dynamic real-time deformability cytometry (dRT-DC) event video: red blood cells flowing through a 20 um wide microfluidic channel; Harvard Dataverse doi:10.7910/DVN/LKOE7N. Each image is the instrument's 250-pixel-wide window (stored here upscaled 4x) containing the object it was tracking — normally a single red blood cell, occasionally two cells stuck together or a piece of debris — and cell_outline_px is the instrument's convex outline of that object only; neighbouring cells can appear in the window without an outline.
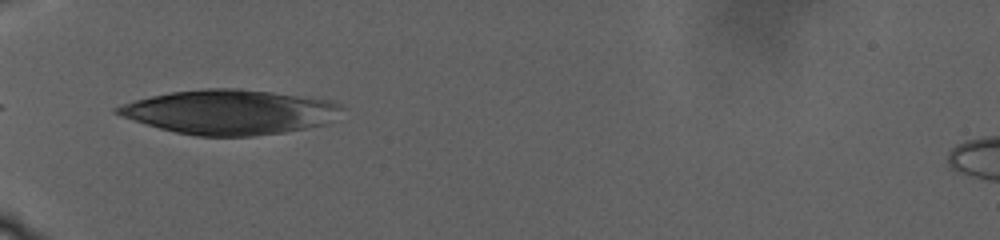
{"species": "human", "species_latin": "Homo sapiens", "temperature_condition": "warm", "stored_images_in_passage": 41, "camera_frame_rate_fps": 3000, "um_per_image_px": 0.085, "donor": {"sex": "male"}, "frame": {"image": 1, "passage_image": 1, "time_ms": 0.0, "image_size_px": [1000, 240], "cell_outline_px": [[344, 108], [328, 124], [284, 132], [252, 136], [196, 136], [176, 132], [160, 128], [120, 116], [112, 112], [112, 108], [136, 100], [152, 96], [172, 92], [204, 88], [240, 88], [272, 92], [332, 100], [340, 104]], "centroid_in_image_um": [19.55, 9.52], "position_along_channel_um": 65.5, "area_um2": 58.32}}
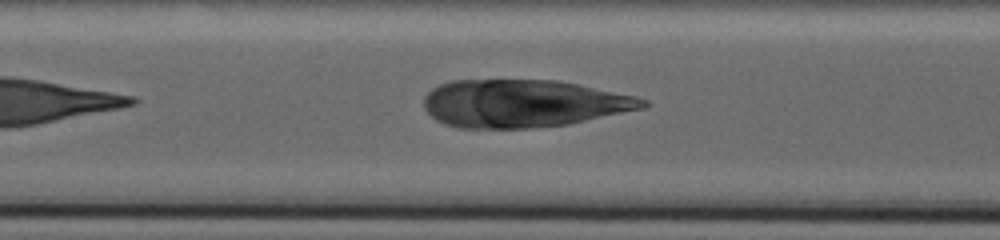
{"frame": {"image": 2, "passage_image": 13, "time_ms": 4.667, "image_size_px": [1000, 240], "cell_outline_px": [[648, 104], [644, 108], [568, 124], [532, 128], [460, 128], [444, 124], [436, 120], [424, 108], [424, 96], [432, 88], [440, 84], [452, 80], [556, 80], [636, 96], [648, 100]], "centroid_in_image_um": [44.45, 8.79], "position_along_channel_um": 162.9, "area_um2": 60.75}}
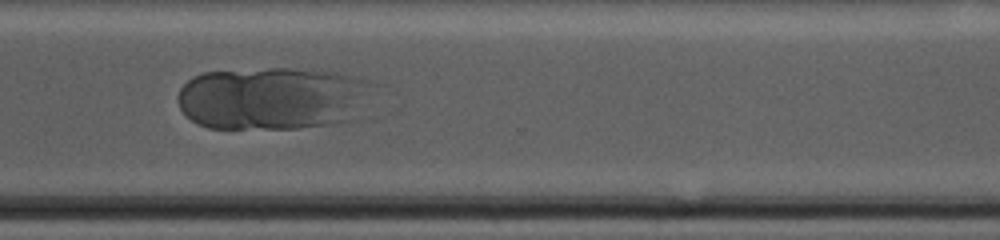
{"frame": {"image": 3, "passage_image": 40, "time_ms": 12.667, "image_size_px": [1000, 240], "cell_outline_px": [[368, 80], [348, 120], [332, 124], [296, 128], [208, 128], [196, 124], [180, 108], [176, 96], [180, 88], [192, 76], [204, 72], [268, 68], [292, 68], [336, 72]], "centroid_in_image_um": [22.93, 8.34], "position_along_channel_um": 347.7, "area_um2": 69.82}}